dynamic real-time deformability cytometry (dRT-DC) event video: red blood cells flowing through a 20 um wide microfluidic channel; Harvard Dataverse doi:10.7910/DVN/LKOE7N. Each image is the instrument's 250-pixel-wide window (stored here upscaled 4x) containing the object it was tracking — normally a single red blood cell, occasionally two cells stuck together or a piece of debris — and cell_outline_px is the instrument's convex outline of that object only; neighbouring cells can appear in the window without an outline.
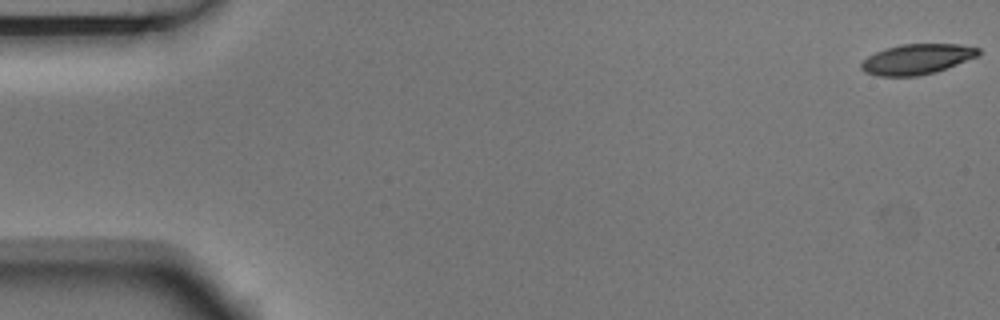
{"species": "Egyptian fruit bat (a non-hibernating species)", "species_latin": "Rousettus aegyptiacus", "temperature_condition": "room temperature", "stored_images_in_passage": 5, "camera_frame_rate_fps": 3000, "um_per_image_px": 0.085, "animal": {"sex": "male"}, "frame": {"image": 1, "passage_image": 1, "time_ms": 0.0, "image_size_px": [1000, 320], "cell_outline_px": [[980, 56], [936, 72], [916, 76], [876, 76], [864, 72], [860, 68], [860, 64], [868, 56], [884, 48], [900, 44], [960, 44], [980, 48]], "centroid_in_image_um": [77.95, 5.03], "position_along_channel_um": 7.0, "area_um2": 20.92}}
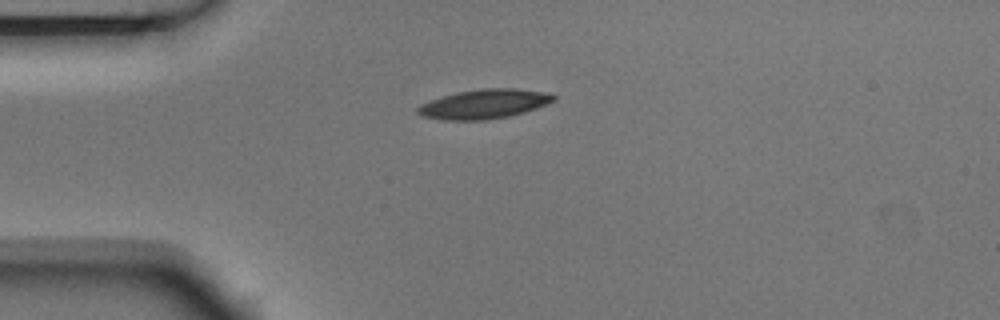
{"frame": {"image": 2, "passage_image": 4, "time_ms": 1.0, "image_size_px": [1000, 320], "cell_outline_px": [[556, 100], [536, 108], [524, 112], [508, 116], [484, 120], [440, 120], [420, 116], [416, 112], [416, 108], [420, 104], [444, 96], [460, 92], [484, 88], [516, 88], [544, 92], [556, 96]], "centroid_in_image_um": [41.13, 8.85], "position_along_channel_um": 43.9, "area_um2": 23.12}}